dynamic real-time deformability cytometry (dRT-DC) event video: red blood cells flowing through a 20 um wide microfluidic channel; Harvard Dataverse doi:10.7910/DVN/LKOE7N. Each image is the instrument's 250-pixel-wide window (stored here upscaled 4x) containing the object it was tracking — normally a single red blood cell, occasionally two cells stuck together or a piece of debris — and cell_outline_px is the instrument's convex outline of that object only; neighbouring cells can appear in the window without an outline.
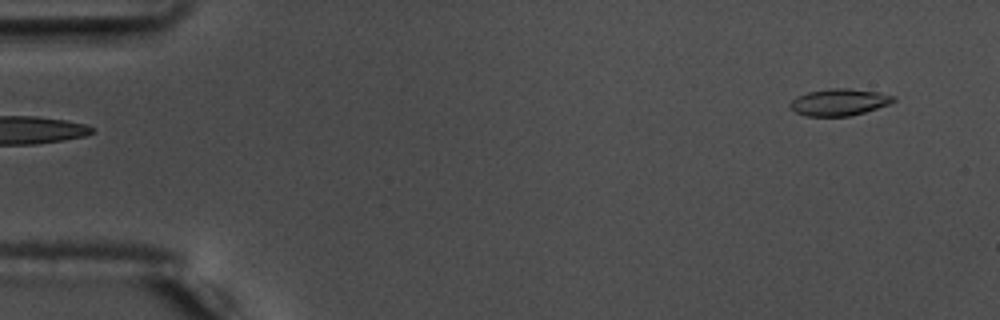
{"species": "common noctule bat (a hibernating species)", "species_latin": "Nyctalus noctula", "temperature_condition": "warm", "stored_images_in_passage": 53, "camera_frame_rate_fps": 3000, "um_per_image_px": 0.085, "animal": {"sex": "male", "body_mass_g": 17.5, "forearm_length_mm": 52.3}, "frame": {"image": 1, "passage_image": 1, "time_ms": 0.0, "image_size_px": [1000, 320], "cell_outline_px": [[896, 100], [888, 104], [864, 112], [848, 116], [804, 116], [796, 112], [788, 104], [796, 96], [808, 92], [828, 88], [848, 88], [876, 92], [896, 96]], "centroid_in_image_um": [71.3, 8.68], "position_along_channel_um": 13.7, "area_um2": 16.07}}
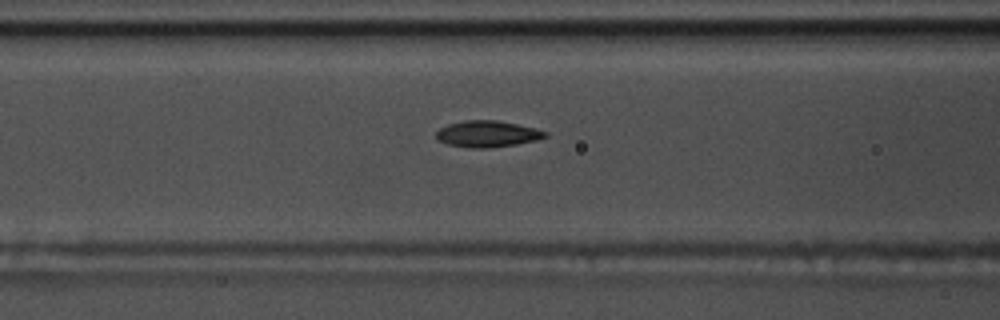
{"frame": {"image": 2, "passage_image": 20, "time_ms": 6.333, "image_size_px": [1000, 320], "cell_outline_px": [[548, 136], [536, 140], [516, 144], [488, 148], [472, 148], [448, 144], [436, 140], [436, 132], [440, 128], [448, 124], [464, 120], [496, 120], [536, 128], [548, 132]], "centroid_in_image_um": [41.42, 11.38], "position_along_channel_um": 125.2, "area_um2": 16.76}}
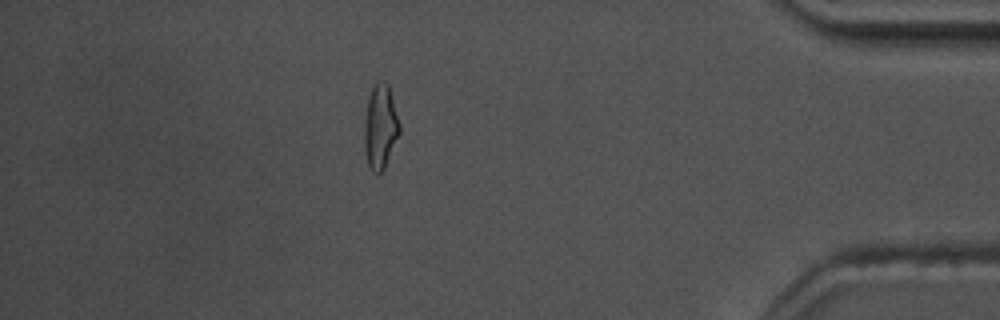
{"frame": {"image": 3, "passage_image": 46, "time_ms": 15.0, "image_size_px": [1000, 320], "cell_outline_px": [[400, 132], [384, 168], [380, 172], [372, 172], [368, 164], [364, 152], [364, 120], [368, 96], [376, 80], [384, 80], [388, 84], [400, 124]], "centroid_in_image_um": [32.31, 10.74], "position_along_channel_um": 402.9, "area_um2": 17.4}, "authors_computed_cell_mechanics": {"area_um2": 16.473, "velocity_mm_per_s": 3.6992, "shape_relaxation_time_tau1_ms": 6.6773, "shape_relaxation_time_tau2_ms": 1.4893, "deformation_change_tau1": 0.2125, "deformation_change_tau2": 0.0739}}